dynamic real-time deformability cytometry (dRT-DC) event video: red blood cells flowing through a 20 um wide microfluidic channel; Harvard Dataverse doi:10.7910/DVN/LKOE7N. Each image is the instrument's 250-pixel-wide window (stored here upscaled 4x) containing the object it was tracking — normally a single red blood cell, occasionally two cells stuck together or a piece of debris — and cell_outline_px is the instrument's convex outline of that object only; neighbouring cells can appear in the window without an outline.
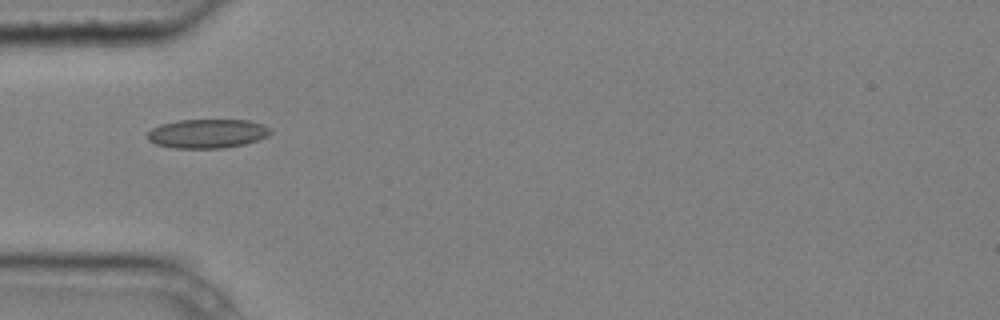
{"species": "common noctule bat (a hibernating species)", "species_latin": "Nyctalus noctula", "temperature_condition": "cold", "stored_images_in_passage": 5, "camera_frame_rate_fps": 3000, "um_per_image_px": 0.085, "animal": {"sex": "male", "body_mass_g": 20.4}, "frame": {"image": 1, "passage_image": 1, "time_ms": 0.0, "image_size_px": [1000, 320], "cell_outline_px": [[272, 132], [268, 136], [244, 144], [224, 148], [176, 148], [156, 144], [148, 140], [148, 132], [152, 128], [160, 124], [180, 120], [248, 120], [260, 124], [268, 128]], "centroid_in_image_um": [17.6, 11.35], "position_along_channel_um": 67.4, "area_um2": 20.63}}
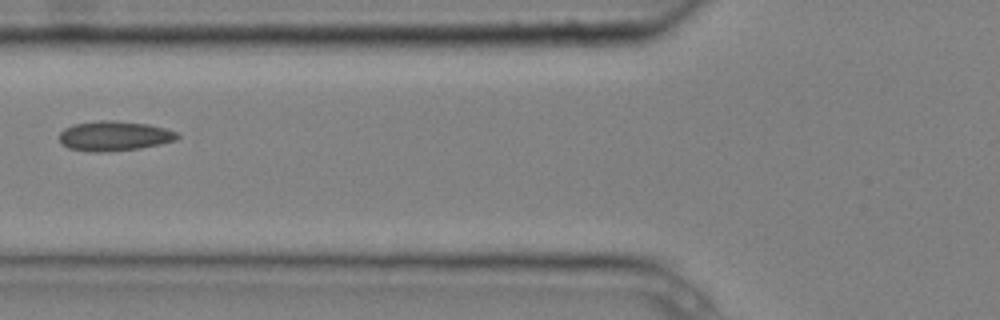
{"frame": {"image": 2, "passage_image": 2, "time_ms": 0.333, "image_size_px": [1000, 320], "cell_outline_px": [[180, 136], [176, 140], [160, 144], [140, 148], [108, 152], [88, 152], [68, 148], [60, 144], [60, 132], [64, 128], [76, 124], [100, 120], [112, 120], [148, 124], [164, 128], [176, 132]], "centroid_in_image_um": [9.69, 11.57], "position_along_channel_um": 116.1, "area_um2": 20.58}}
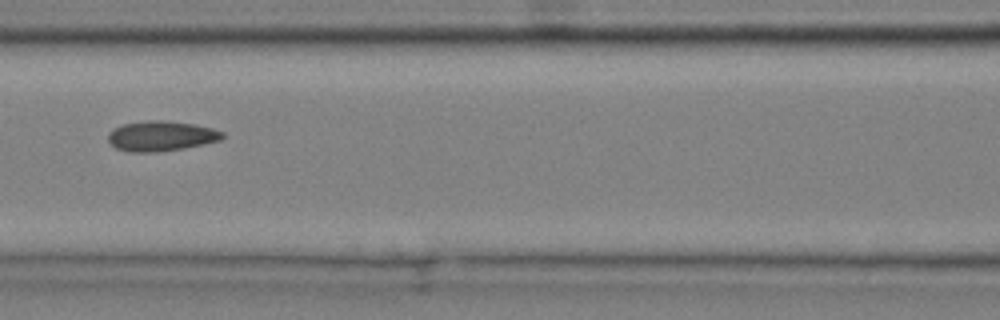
{"frame": {"image": 3, "passage_image": 3, "time_ms": 0.667, "image_size_px": [1000, 320], "cell_outline_px": [[224, 136], [220, 140], [204, 144], [184, 148], [156, 152], [128, 152], [116, 148], [108, 140], [108, 132], [124, 124], [148, 120], [164, 120], [196, 124], [212, 128], [224, 132]], "centroid_in_image_um": [13.71, 11.56], "position_along_channel_um": 152.9, "area_um2": 20.06}}